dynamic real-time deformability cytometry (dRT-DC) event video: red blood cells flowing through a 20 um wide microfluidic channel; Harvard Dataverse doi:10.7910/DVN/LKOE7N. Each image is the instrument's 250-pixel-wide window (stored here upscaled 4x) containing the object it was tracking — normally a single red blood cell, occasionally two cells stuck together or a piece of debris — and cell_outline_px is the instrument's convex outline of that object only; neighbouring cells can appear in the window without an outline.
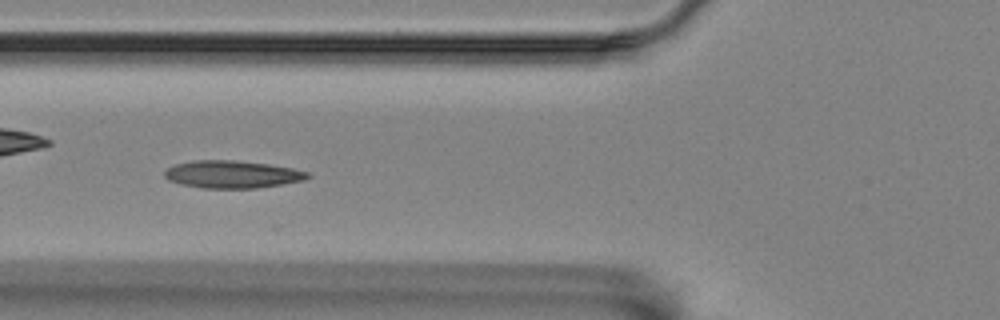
{"species": "Egyptian fruit bat (a non-hibernating species)", "species_latin": "Rousettus aegyptiacus", "temperature_condition": "room temperature", "stored_images_in_passage": 9, "camera_frame_rate_fps": 3000, "um_per_image_px": 0.085, "animal": {"sex": "female"}, "frame": {"image": 1, "passage_image": 6, "time_ms": 1.667, "image_size_px": [1000, 320], "cell_outline_px": [[312, 176], [304, 180], [256, 188], [204, 188], [180, 184], [168, 180], [164, 176], [164, 172], [168, 168], [176, 164], [192, 160], [232, 160], [268, 164], [292, 168], [308, 172]], "centroid_in_image_um": [19.72, 14.82], "position_along_channel_um": 106.1, "area_um2": 22.83}}
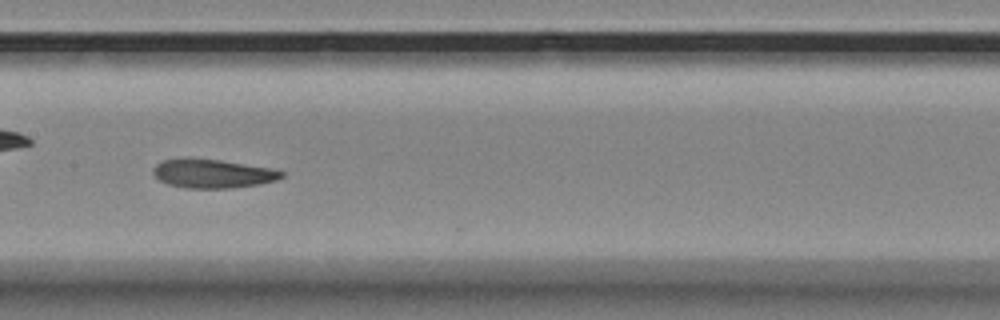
{"frame": {"image": 2, "passage_image": 8, "time_ms": 2.333, "image_size_px": [1000, 320], "cell_outline_px": [[284, 176], [276, 180], [260, 184], [232, 188], [184, 188], [168, 184], [160, 180], [152, 172], [152, 168], [156, 164], [164, 160], [220, 160], [272, 168], [284, 172]], "centroid_in_image_um": [18.12, 14.78], "position_along_channel_um": 189.3, "area_um2": 21.1}}
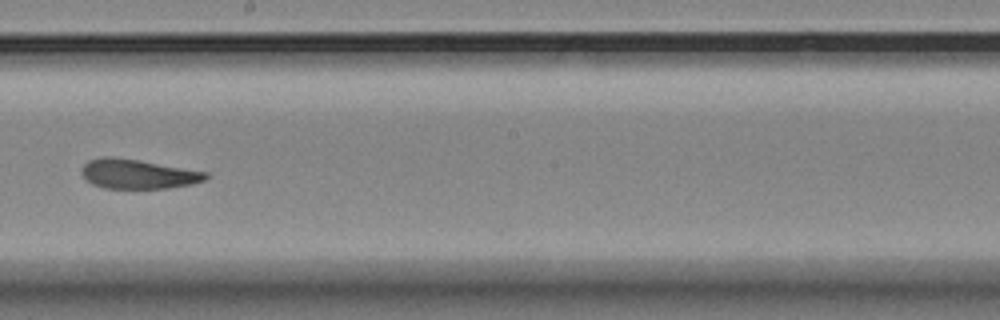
{"frame": {"image": 3, "passage_image": 9, "time_ms": 2.667, "image_size_px": [1000, 320], "cell_outline_px": [[208, 176], [204, 180], [192, 184], [168, 188], [104, 188], [92, 184], [84, 180], [80, 172], [84, 164], [88, 160], [104, 156], [112, 156], [208, 172]], "centroid_in_image_um": [11.66, 14.79], "position_along_channel_um": 236.5, "area_um2": 21.27}}